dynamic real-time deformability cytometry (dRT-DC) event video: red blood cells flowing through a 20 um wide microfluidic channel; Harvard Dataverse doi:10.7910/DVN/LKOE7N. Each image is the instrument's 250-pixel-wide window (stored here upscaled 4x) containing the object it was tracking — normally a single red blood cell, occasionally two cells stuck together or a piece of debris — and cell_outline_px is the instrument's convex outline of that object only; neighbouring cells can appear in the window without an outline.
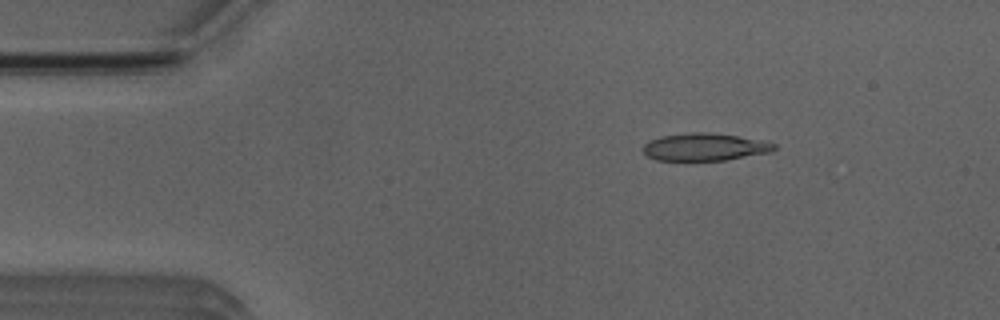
{"species": "Egyptian fruit bat (a non-hibernating species)", "species_latin": "Rousettus aegyptiacus", "temperature_condition": "room temperature", "stored_images_in_passage": 3, "camera_frame_rate_fps": 3000, "um_per_image_px": 0.085, "animal": {"sex": "male"}, "frame": {"image": 1, "passage_image": 3, "time_ms": 2.333, "image_size_px": [1000, 320], "cell_outline_px": [[776, 148], [772, 152], [724, 160], [656, 160], [648, 156], [640, 148], [648, 140], [660, 136], [692, 132], [708, 132], [768, 140], [776, 144]], "centroid_in_image_um": [59.92, 12.48], "position_along_channel_um": 25.1, "area_um2": 21.27}}